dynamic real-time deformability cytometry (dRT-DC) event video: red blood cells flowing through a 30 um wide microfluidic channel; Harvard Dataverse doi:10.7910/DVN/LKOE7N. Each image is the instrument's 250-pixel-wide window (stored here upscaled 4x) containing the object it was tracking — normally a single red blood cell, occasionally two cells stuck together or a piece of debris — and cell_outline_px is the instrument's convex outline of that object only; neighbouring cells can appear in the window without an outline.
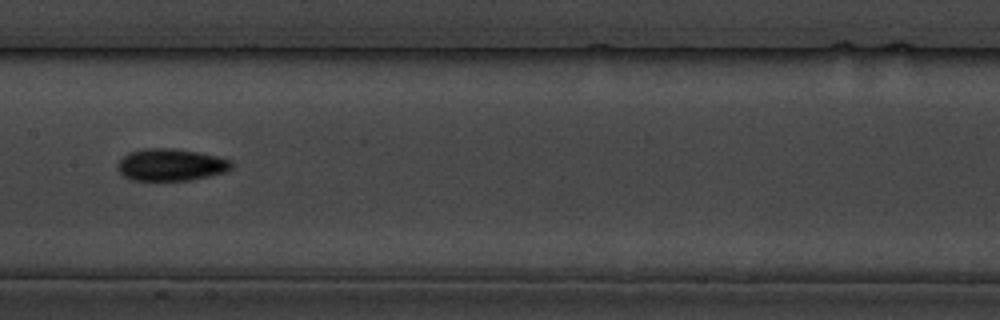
{"species": "common noctule bat (a hibernating species)", "species_latin": "Nyctalus noctula", "temperature_condition": "cold", "stored_images_in_passage": 9, "camera_frame_rate_fps": 3000, "um_per_image_px": 0.085, "animal": {"sex": "male", "body_mass_g": 19.5, "forearm_length_mm": 54.6}, "frame": {"image": 1, "passage_image": 7, "time_ms": 6.667, "image_size_px": [1000, 320], "cell_outline_px": [[232, 168], [224, 172], [208, 176], [188, 180], [132, 180], [124, 176], [116, 168], [116, 164], [128, 152], [144, 148], [176, 148], [200, 152], [232, 160]], "centroid_in_image_um": [14.51, 13.99], "position_along_channel_um": 192.9, "area_um2": 21.39}}